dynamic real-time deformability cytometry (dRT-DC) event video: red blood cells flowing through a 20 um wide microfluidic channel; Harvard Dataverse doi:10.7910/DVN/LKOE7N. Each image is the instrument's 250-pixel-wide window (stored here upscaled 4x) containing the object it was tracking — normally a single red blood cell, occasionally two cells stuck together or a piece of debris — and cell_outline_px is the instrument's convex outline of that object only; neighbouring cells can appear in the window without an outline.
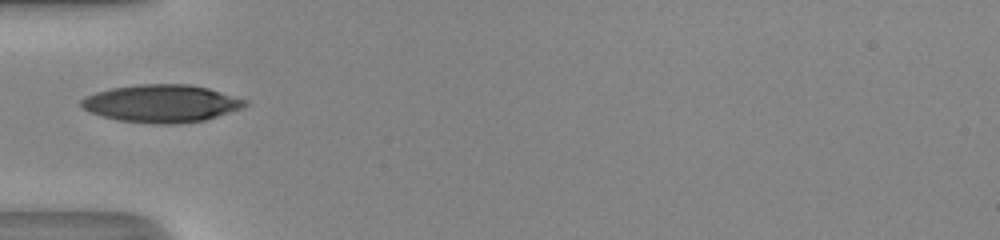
{"species": "human", "species_latin": "Homo sapiens", "temperature_condition": "room temperature", "stored_images_in_passage": 34, "camera_frame_rate_fps": 3000, "um_per_image_px": 0.085, "donor": {"sex": "male"}, "frame": {"image": 1, "passage_image": 1, "time_ms": 0.0, "image_size_px": [1000, 240], "cell_outline_px": [[248, 104], [244, 108], [204, 120], [176, 124], [152, 124], [116, 120], [88, 112], [80, 104], [80, 100], [84, 96], [96, 92], [112, 88], [140, 84], [188, 84], [208, 88], [248, 100]], "centroid_in_image_um": [13.72, 8.8], "position_along_channel_um": 71.3, "area_um2": 36.13}}
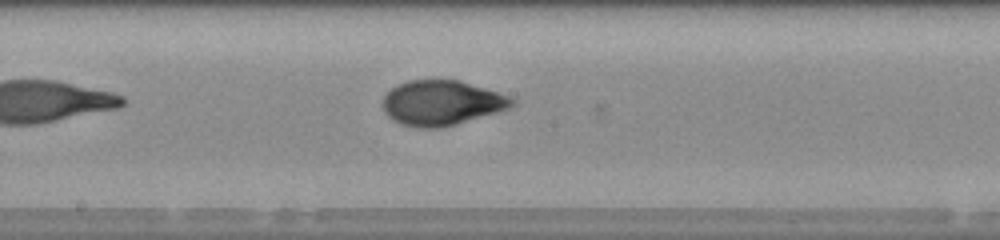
{"frame": {"image": 2, "passage_image": 11, "time_ms": 3.333, "image_size_px": [1000, 240], "cell_outline_px": [[516, 104], [508, 108], [496, 112], [456, 124], [440, 128], [416, 128], [400, 124], [392, 120], [384, 112], [384, 96], [396, 84], [408, 80], [460, 80], [508, 96], [516, 100]], "centroid_in_image_um": [37.51, 8.75], "position_along_channel_um": 210.7, "area_um2": 33.7}}
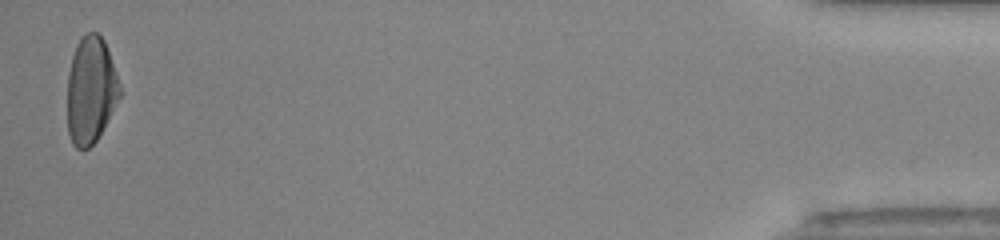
{"frame": {"image": 3, "passage_image": 33, "time_ms": 10.667, "image_size_px": [1000, 240], "cell_outline_px": [[120, 96], [96, 140], [88, 148], [76, 148], [72, 144], [68, 132], [68, 72], [72, 56], [76, 44], [88, 32], [96, 32], [104, 40], [116, 72], [120, 84]], "centroid_in_image_um": [7.7, 7.66], "position_along_channel_um": 427.5, "area_um2": 32.19}, "authors_computed_cell_mechanics": {"area_um2": 33.7841, "velocity_mm_per_s": 4.1836, "shape_relaxation_time_tau1_ms": 5.5789, "shape_relaxation_time_tau2_ms": null, "deformation_change_tau1": 0.23, "deformation_change_tau2": null}}